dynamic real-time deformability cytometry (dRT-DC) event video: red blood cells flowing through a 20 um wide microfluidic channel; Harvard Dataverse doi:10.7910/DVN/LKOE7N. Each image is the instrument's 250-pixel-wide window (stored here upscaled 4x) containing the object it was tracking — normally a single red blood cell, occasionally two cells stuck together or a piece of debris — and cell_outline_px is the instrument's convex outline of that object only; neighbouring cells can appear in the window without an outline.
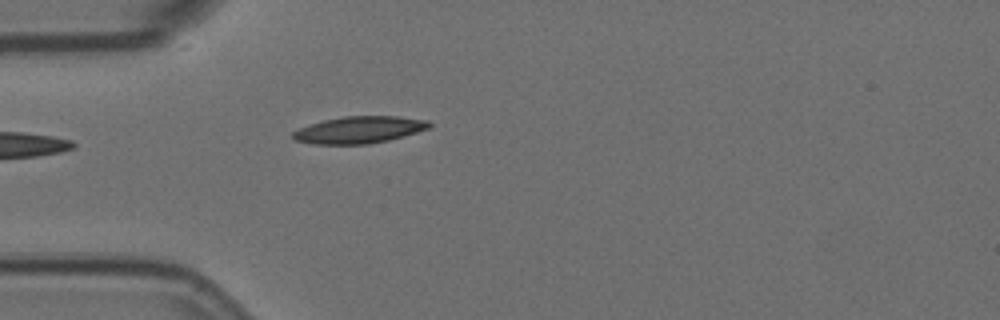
{"species": "Egyptian fruit bat (a non-hibernating species)", "species_latin": "Rousettus aegyptiacus", "temperature_condition": "room temperature", "stored_images_in_passage": 5, "camera_frame_rate_fps": 3000, "um_per_image_px": 0.085, "animal": {"sex": "female"}, "frame": {"image": 1, "passage_image": 5, "time_ms": 1.333, "image_size_px": [1000, 320], "cell_outline_px": [[432, 124], [428, 128], [416, 132], [388, 140], [368, 144], [312, 144], [296, 140], [292, 136], [292, 132], [300, 128], [324, 120], [344, 116], [396, 116], [428, 120]], "centroid_in_image_um": [30.53, 11.03], "position_along_channel_um": 54.5, "area_um2": 21.15}}